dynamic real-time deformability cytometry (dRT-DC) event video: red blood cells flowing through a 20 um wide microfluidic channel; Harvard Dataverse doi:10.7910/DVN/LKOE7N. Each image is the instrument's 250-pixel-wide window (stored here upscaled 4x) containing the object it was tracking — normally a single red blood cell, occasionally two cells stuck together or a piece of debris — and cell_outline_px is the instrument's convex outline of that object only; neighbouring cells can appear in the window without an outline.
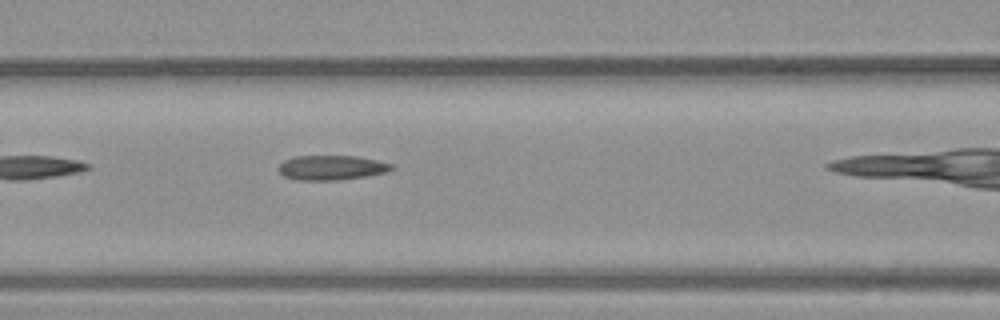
{"species": "common noctule bat (a hibernating species)", "species_latin": "Nyctalus noctula", "temperature_condition": "warm", "stored_images_in_passage": 15, "camera_frame_rate_fps": 3000, "um_per_image_px": 0.085, "animal": {"sex": "male", "body_mass_g": 23.1, "forearm_length_mm": 52.7}, "frame": {"image": 1, "passage_image": 5, "time_ms": 1.333, "image_size_px": [1000, 320], "cell_outline_px": [[396, 168], [388, 172], [364, 176], [336, 180], [296, 180], [284, 176], [276, 168], [284, 160], [292, 156], [356, 156], [376, 160], [392, 164]], "centroid_in_image_um": [28.16, 14.24], "position_along_channel_um": 138.4, "area_um2": 16.3}}